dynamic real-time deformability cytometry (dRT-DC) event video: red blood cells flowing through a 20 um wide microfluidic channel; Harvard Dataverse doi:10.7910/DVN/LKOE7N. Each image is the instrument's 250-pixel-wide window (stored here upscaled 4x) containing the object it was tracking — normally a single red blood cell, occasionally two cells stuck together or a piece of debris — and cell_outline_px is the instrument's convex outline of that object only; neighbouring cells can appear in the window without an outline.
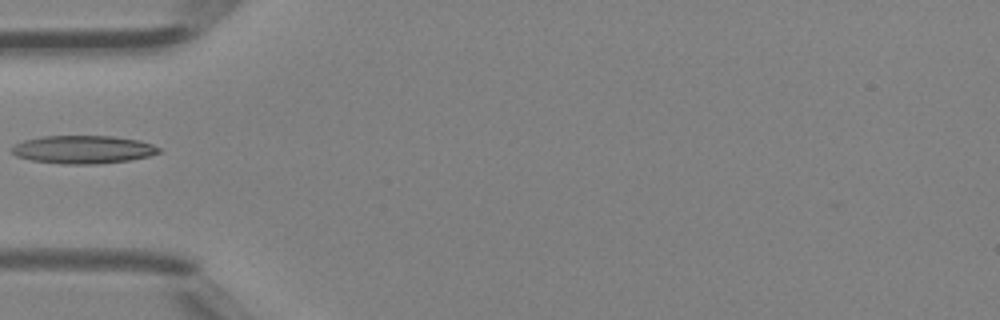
{"species": "Egyptian fruit bat (a non-hibernating species)", "species_latin": "Rousettus aegyptiacus", "temperature_condition": "room temperature", "stored_images_in_passage": 1, "camera_frame_rate_fps": 3000, "um_per_image_px": 0.085, "animal": {"sex": "female"}, "frame": {"image": 1, "passage_image": 1, "time_ms": 0.0, "image_size_px": [1000, 320], "cell_outline_px": [[160, 152], [148, 156], [128, 160], [92, 164], [64, 164], [32, 160], [16, 156], [12, 152], [12, 148], [16, 144], [24, 140], [40, 136], [112, 136], [140, 140], [152, 144], [160, 148]], "centroid_in_image_um": [7.06, 12.7], "position_along_channel_um": 77.9, "area_um2": 23.87}}